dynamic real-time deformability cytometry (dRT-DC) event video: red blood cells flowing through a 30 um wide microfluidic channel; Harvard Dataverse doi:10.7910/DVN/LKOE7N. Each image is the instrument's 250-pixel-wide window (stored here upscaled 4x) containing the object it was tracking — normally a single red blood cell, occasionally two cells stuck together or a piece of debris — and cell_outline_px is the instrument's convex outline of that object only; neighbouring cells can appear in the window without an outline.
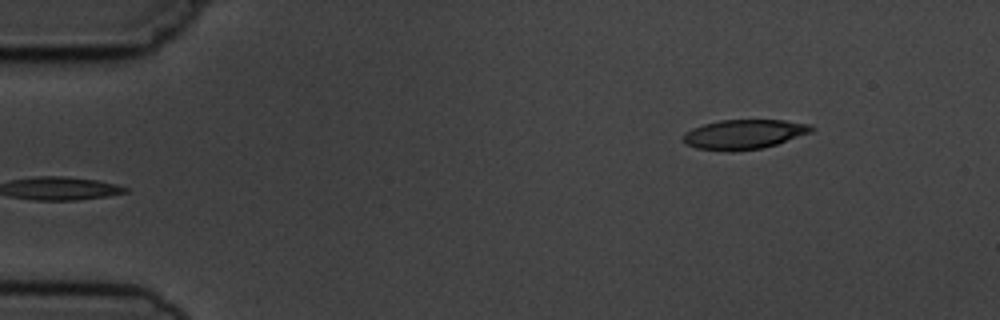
{"species": "common noctule bat (a hibernating species)", "species_latin": "Nyctalus noctula", "temperature_condition": "cold", "stored_images_in_passage": 5, "camera_frame_rate_fps": 3000, "um_per_image_px": 0.085, "animal": {"sex": "male", "body_mass_g": 19.5, "forearm_length_mm": 54.6}, "frame": {"image": 1, "passage_image": 5, "time_ms": 5.667, "image_size_px": [1000, 320], "cell_outline_px": [[816, 128], [812, 132], [776, 144], [760, 148], [728, 152], [696, 148], [684, 144], [680, 136], [684, 132], [692, 128], [704, 124], [720, 120], [784, 120], [812, 124]], "centroid_in_image_um": [63.21, 11.41], "position_along_channel_um": 21.8, "area_um2": 22.37}}